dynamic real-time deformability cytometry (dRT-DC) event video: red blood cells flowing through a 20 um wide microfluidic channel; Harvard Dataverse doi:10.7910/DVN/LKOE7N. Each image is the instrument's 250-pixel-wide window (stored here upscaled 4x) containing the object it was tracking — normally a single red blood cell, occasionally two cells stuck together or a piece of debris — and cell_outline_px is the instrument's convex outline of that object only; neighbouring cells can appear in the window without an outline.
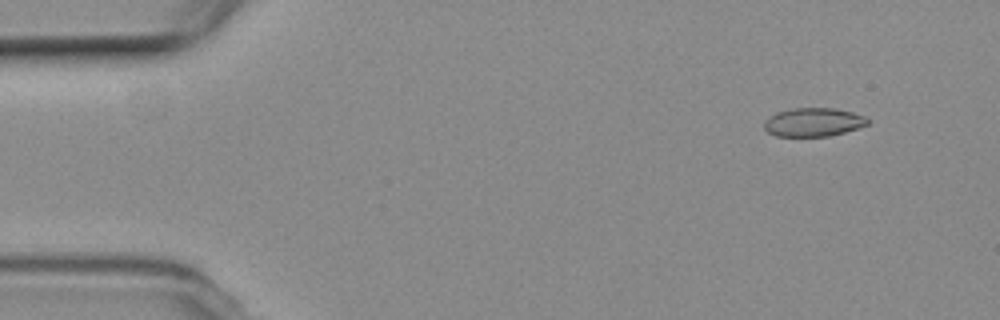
{"species": "common noctule bat (a hibernating species)", "species_latin": "Nyctalus noctula", "temperature_condition": "room temperature", "stored_images_in_passage": 6, "camera_frame_rate_fps": 3000, "um_per_image_px": 0.085, "animal": {"sex": "female", "body_mass_g": 19.3, "forearm_length_mm": 54.1}, "frame": {"image": 1, "passage_image": 1, "time_ms": 0.0, "image_size_px": [1000, 320], "cell_outline_px": [[868, 124], [844, 132], [828, 136], [776, 136], [768, 132], [764, 128], [764, 120], [768, 116], [776, 112], [796, 108], [832, 108], [852, 112], [864, 116], [868, 120]], "centroid_in_image_um": [69.09, 10.38], "position_along_channel_um": 15.9, "area_um2": 17.11}}
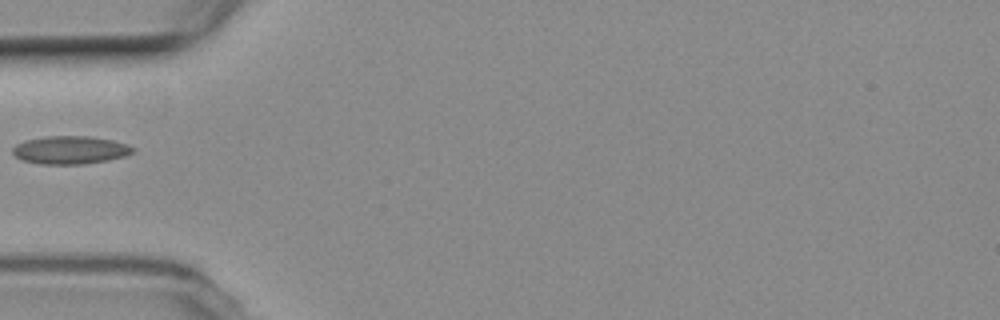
{"frame": {"image": 2, "passage_image": 5, "time_ms": 4.667, "image_size_px": [1000, 320], "cell_outline_px": [[136, 152], [124, 156], [108, 160], [84, 164], [40, 164], [24, 160], [16, 156], [12, 152], [12, 148], [16, 144], [24, 140], [44, 136], [88, 136], [112, 140], [128, 144], [136, 148]], "centroid_in_image_um": [5.99, 12.74], "position_along_channel_um": 79.0, "area_um2": 19.77}}
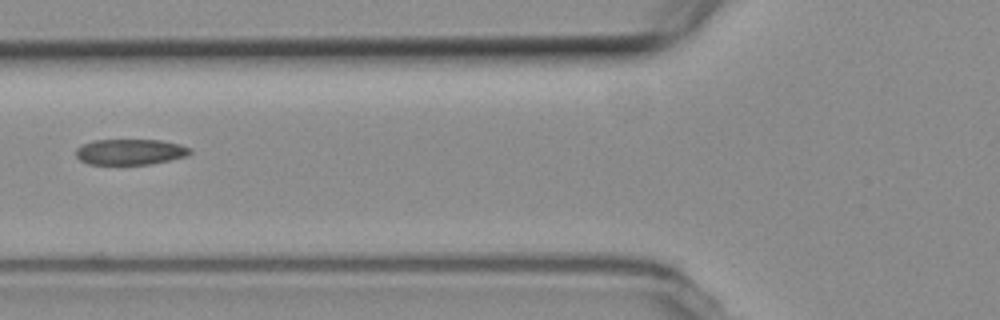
{"frame": {"image": 3, "passage_image": 6, "time_ms": 5.667, "image_size_px": [1000, 320], "cell_outline_px": [[192, 152], [188, 156], [152, 164], [88, 164], [80, 160], [76, 156], [76, 148], [80, 144], [96, 140], [160, 140], [180, 144], [192, 148]], "centroid_in_image_um": [11.09, 12.91], "position_along_channel_um": 114.7, "area_um2": 17.28}}